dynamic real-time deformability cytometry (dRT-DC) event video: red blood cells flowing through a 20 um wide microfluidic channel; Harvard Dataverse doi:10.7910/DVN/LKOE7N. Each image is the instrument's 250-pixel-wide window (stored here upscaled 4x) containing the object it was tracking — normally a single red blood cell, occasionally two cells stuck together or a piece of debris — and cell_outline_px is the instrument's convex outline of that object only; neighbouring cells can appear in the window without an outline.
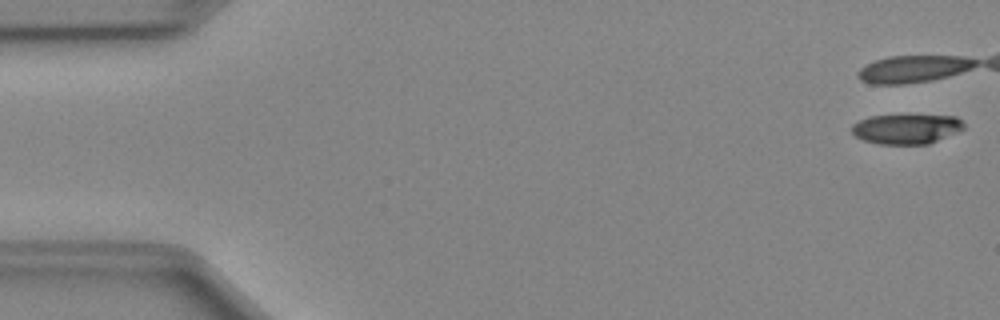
{"species": "Egyptian fruit bat (a non-hibernating species)", "species_latin": "Rousettus aegyptiacus", "temperature_condition": "cold", "stored_images_in_passage": 43, "camera_frame_rate_fps": 3000, "um_per_image_px": 0.085, "animal": {"sex": "female"}, "frame": {"image": 1, "passage_image": 1, "time_ms": 0.0, "image_size_px": [1000, 320], "cell_outline_px": [[964, 128], [928, 144], [880, 144], [864, 140], [856, 136], [852, 132], [852, 124], [868, 116], [956, 116], [964, 124]], "centroid_in_image_um": [77.01, 10.96], "position_along_channel_um": 8.0, "area_um2": 19.02}}